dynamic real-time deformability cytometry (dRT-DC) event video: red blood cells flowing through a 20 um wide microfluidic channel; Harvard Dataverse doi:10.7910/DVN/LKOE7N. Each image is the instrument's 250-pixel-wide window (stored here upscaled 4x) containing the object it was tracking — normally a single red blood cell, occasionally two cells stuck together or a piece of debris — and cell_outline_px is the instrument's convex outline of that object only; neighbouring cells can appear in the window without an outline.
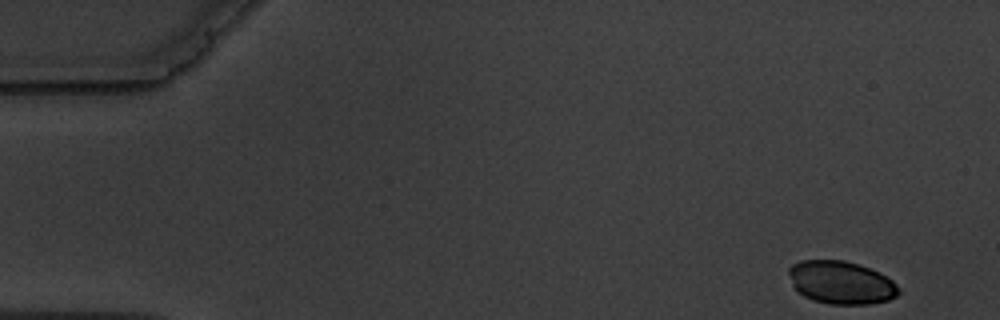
{"species": "common noctule bat (a hibernating species)", "species_latin": "Nyctalus noctula", "temperature_condition": "warm", "stored_images_in_passage": 6, "camera_frame_rate_fps": 3000, "um_per_image_px": 0.085, "animal": {"sex": "male", "body_mass_g": 19.5, "forearm_length_mm": 54.6}, "frame": {"image": 1, "passage_image": 1, "time_ms": 0.0, "image_size_px": [1000, 320], "cell_outline_px": [[900, 292], [896, 296], [888, 300], [868, 304], [828, 304], [812, 300], [804, 296], [792, 284], [788, 272], [788, 268], [792, 264], [800, 260], [844, 260], [880, 272], [892, 280], [896, 284]], "centroid_in_image_um": [71.48, 24.01], "position_along_channel_um": 13.5, "area_um2": 27.46}}